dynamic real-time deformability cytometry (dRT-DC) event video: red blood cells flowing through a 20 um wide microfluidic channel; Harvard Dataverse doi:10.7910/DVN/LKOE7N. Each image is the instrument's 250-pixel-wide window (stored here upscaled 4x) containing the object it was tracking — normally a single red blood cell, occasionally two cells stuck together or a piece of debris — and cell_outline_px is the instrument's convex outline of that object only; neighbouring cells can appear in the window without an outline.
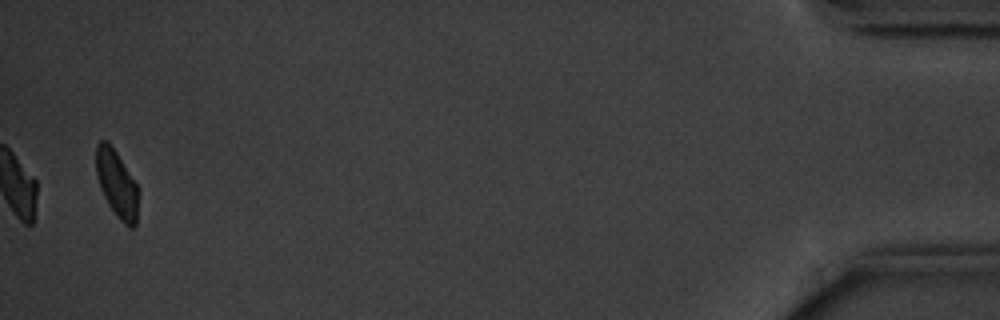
{"species": "common noctule bat (a hibernating species)", "species_latin": "Nyctalus noctula", "temperature_condition": "cold", "stored_images_in_passage": 12, "camera_frame_rate_fps": 3000, "um_per_image_px": 0.085, "animal": {"sex": "male", "body_mass_g": 20.1, "forearm_length_mm": 53.5}, "frame": {"image": 1, "passage_image": 12, "time_ms": 13.667, "image_size_px": [1000, 320], "cell_outline_px": [[136, 224], [132, 228], [128, 228], [116, 216], [108, 204], [100, 188], [96, 176], [96, 144], [100, 140], [108, 140], [116, 152], [136, 184]], "centroid_in_image_um": [9.87, 15.6], "position_along_channel_um": 425.3, "area_um2": 16.18}, "authors_computed_cell_mechanics": {"area_um2": 17.8024, "velocity_mm_per_s": 3.5444, "shape_relaxation_time_tau1_ms": 1.7579, "shape_relaxation_time_tau2_ms": null, "deformation_change_tau1": 0.0829, "deformation_change_tau2": null}}